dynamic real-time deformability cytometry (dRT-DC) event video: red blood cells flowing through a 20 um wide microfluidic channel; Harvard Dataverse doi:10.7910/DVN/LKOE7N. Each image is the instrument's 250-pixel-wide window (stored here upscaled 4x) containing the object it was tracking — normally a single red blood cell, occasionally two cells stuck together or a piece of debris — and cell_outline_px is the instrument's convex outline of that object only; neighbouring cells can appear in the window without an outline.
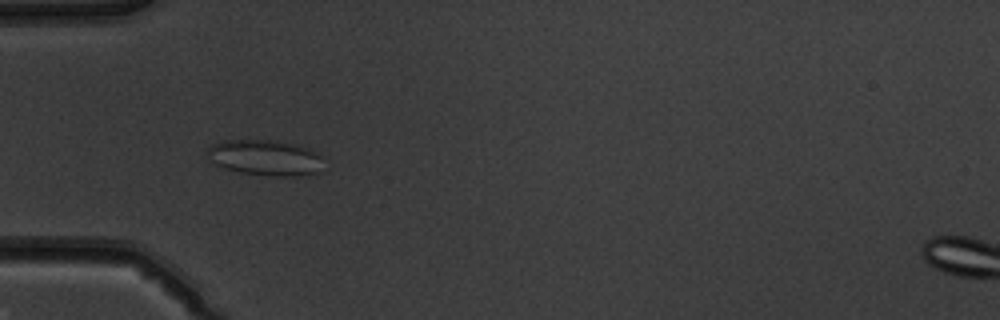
{"species": "common noctule bat (a hibernating species)", "species_latin": "Nyctalus noctula", "temperature_condition": "warm", "stored_images_in_passage": 51, "camera_frame_rate_fps": 3000, "um_per_image_px": 0.085, "animal": {"sex": "male", "body_mass_g": 19.5, "forearm_length_mm": 54.6}, "frame": {"image": 1, "passage_image": 17, "time_ms": 5.333, "image_size_px": [1000, 320], "cell_outline_px": [[324, 172], [308, 176], [276, 176], [240, 172], [224, 168], [212, 164], [204, 152], [212, 144], [224, 140], [272, 140], [296, 144], [308, 148], [324, 156]], "centroid_in_image_um": [22.6, 13.42], "position_along_channel_um": 62.4, "area_um2": 24.97}}
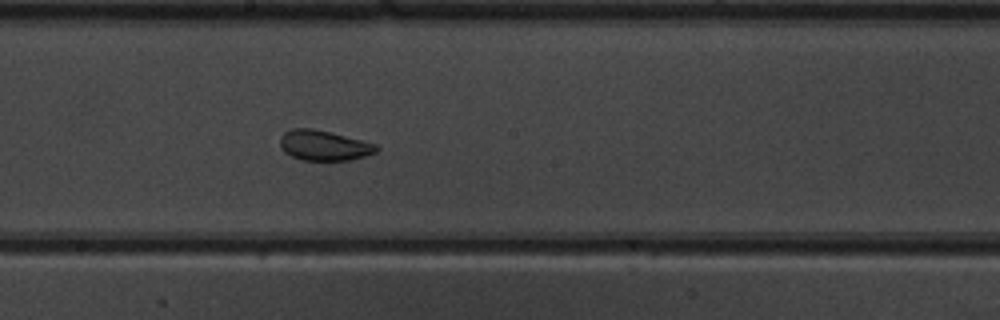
{"frame": {"image": 2, "passage_image": 29, "time_ms": 9.333, "image_size_px": [1000, 320], "cell_outline_px": [[380, 148], [376, 152], [364, 156], [348, 160], [304, 160], [292, 156], [284, 152], [280, 144], [280, 136], [284, 132], [292, 128], [312, 128], [376, 144]], "centroid_in_image_um": [27.5, 12.36], "position_along_channel_um": 220.7, "area_um2": 16.7}}
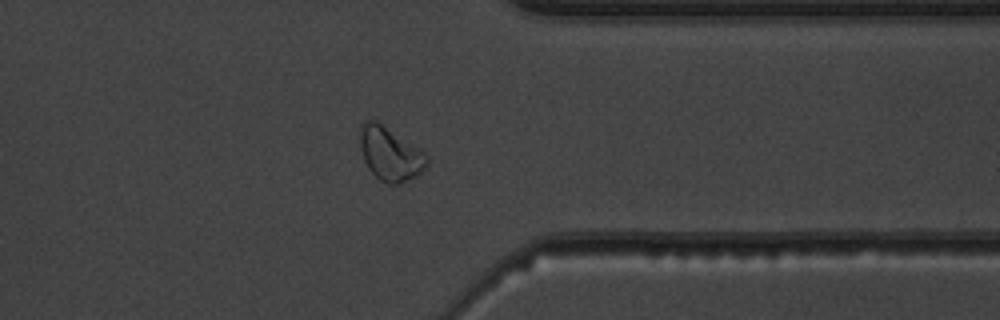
{"frame": {"image": 3, "passage_image": 41, "time_ms": 13.333, "image_size_px": [1000, 320], "cell_outline_px": [[428, 164], [416, 176], [400, 184], [388, 184], [380, 180], [368, 168], [364, 160], [360, 148], [360, 124], [364, 120], [376, 120], [420, 148], [428, 156]], "centroid_in_image_um": [33.15, 13.06], "position_along_channel_um": 378.2, "area_um2": 20.98}, "authors_computed_cell_mechanics": {"area_um2": 22.542, "velocity_mm_per_s": 4.0422, "shape_relaxation_time_tau1_ms": null, "shape_relaxation_time_tau2_ms": 1.4225, "deformation_change_tau1": null, "deformation_change_tau2": 0.0646}}